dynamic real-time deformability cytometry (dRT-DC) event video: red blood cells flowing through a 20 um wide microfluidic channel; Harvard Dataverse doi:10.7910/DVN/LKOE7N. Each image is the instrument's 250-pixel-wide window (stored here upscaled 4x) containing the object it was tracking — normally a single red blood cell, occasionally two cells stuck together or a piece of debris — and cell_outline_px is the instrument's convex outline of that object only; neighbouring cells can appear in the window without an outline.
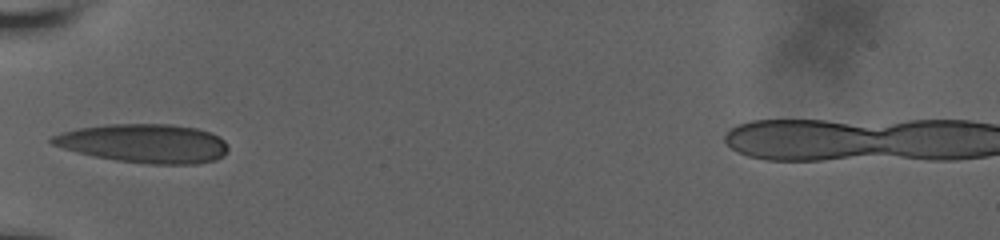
{"species": "human", "species_latin": "Homo sapiens", "temperature_condition": "room temperature", "stored_images_in_passage": 9, "camera_frame_rate_fps": 3000, "um_per_image_px": 0.085, "donor": {"sex": "male"}, "frame": {"image": 1, "passage_image": 1, "time_ms": 0.0, "image_size_px": [1000, 240], "cell_outline_px": [[228, 152], [224, 156], [216, 160], [196, 164], [148, 164], [116, 160], [96, 156], [64, 148], [52, 144], [48, 140], [52, 136], [64, 132], [80, 128], [108, 124], [172, 124], [196, 128], [220, 136], [228, 144]], "centroid_in_image_um": [12.33, 12.19], "position_along_channel_um": 72.7, "area_um2": 39.77}}
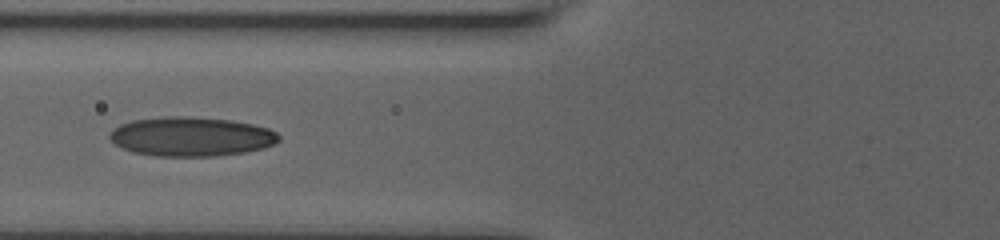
{"frame": {"image": 2, "passage_image": 4, "time_ms": 1.0, "image_size_px": [1000, 240], "cell_outline_px": [[280, 140], [264, 148], [244, 152], [212, 156], [156, 156], [132, 152], [116, 144], [108, 136], [120, 124], [132, 120], [164, 116], [192, 116], [228, 120], [252, 124], [268, 128], [276, 132], [280, 136]], "centroid_in_image_um": [16.25, 11.6], "position_along_channel_um": 109.5, "area_um2": 38.55}}
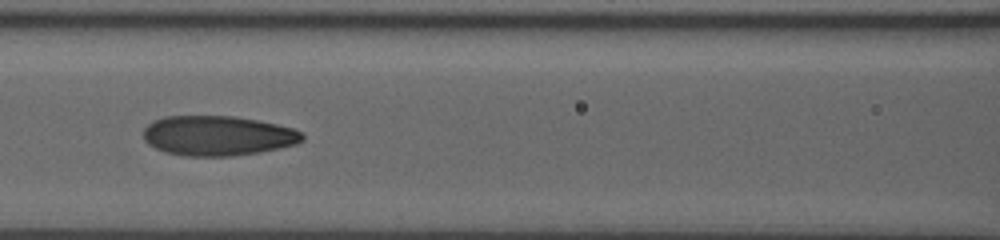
{"frame": {"image": 3, "passage_image": 7, "time_ms": 2.0, "image_size_px": [1000, 240], "cell_outline_px": [[304, 140], [296, 144], [280, 148], [260, 152], [232, 156], [184, 156], [164, 152], [148, 144], [144, 140], [144, 128], [152, 120], [164, 116], [236, 116], [276, 124], [292, 128], [300, 132], [304, 136]], "centroid_in_image_um": [18.48, 11.53], "position_along_channel_um": 148.1, "area_um2": 37.11}}